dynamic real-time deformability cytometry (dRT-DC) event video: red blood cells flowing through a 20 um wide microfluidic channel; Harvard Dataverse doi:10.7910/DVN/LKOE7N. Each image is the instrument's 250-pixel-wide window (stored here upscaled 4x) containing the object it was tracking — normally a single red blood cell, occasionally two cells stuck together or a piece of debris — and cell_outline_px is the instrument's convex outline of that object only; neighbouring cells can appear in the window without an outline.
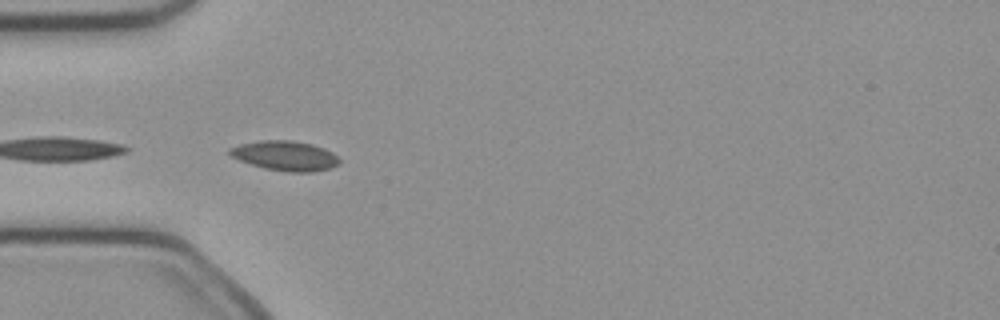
{"species": "common noctule bat (a hibernating species)", "species_latin": "Nyctalus noctula", "temperature_condition": "cold", "stored_images_in_passage": 42, "camera_frame_rate_fps": 3000, "um_per_image_px": 0.085, "animal": {"sex": "female", "body_mass_g": 21.9}, "frame": {"image": 1, "passage_image": 8, "time_ms": 2.333, "image_size_px": [1000, 320], "cell_outline_px": [[340, 164], [332, 168], [312, 172], [288, 172], [264, 168], [240, 160], [232, 156], [228, 152], [228, 148], [240, 144], [260, 140], [292, 140], [312, 144], [324, 148], [332, 152], [340, 160]], "centroid_in_image_um": [24.26, 13.24], "position_along_channel_um": 60.7, "area_um2": 19.07}}
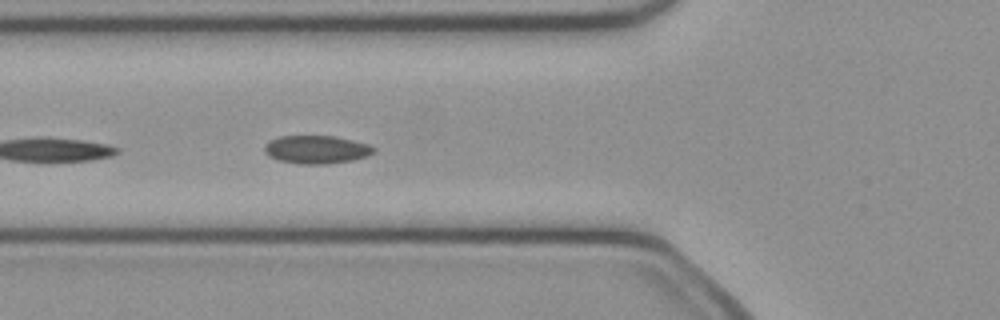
{"frame": {"image": 2, "passage_image": 11, "time_ms": 3.333, "image_size_px": [1000, 320], "cell_outline_px": [[376, 148], [368, 156], [352, 160], [328, 164], [300, 164], [276, 160], [268, 156], [264, 152], [264, 144], [268, 140], [280, 136], [332, 136], [352, 140], [368, 144]], "centroid_in_image_um": [26.84, 12.71], "position_along_channel_um": 99.0, "area_um2": 18.03}}